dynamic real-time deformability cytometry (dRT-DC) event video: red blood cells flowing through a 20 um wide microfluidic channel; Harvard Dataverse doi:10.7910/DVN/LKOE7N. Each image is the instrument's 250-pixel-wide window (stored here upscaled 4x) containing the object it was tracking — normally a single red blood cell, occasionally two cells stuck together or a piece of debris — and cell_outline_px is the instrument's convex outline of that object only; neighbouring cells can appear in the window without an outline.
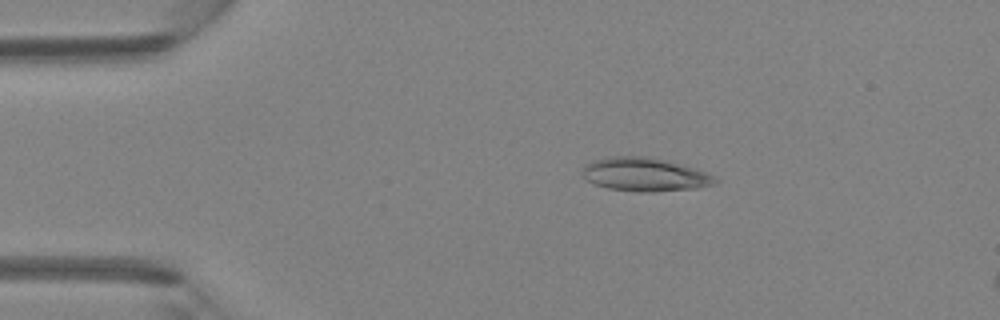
{"species": "Egyptian fruit bat (a non-hibernating species)", "species_latin": "Rousettus aegyptiacus", "temperature_condition": "room temperature", "stored_images_in_passage": 4, "camera_frame_rate_fps": 3000, "um_per_image_px": 0.085, "animal": {"sex": "female"}, "frame": {"image": 1, "passage_image": 2, "time_ms": 0.333, "image_size_px": [1000, 320], "cell_outline_px": [[720, 180], [716, 184], [696, 188], [652, 192], [640, 192], [608, 188], [596, 184], [588, 180], [584, 176], [584, 164], [592, 160], [612, 156], [648, 156], [668, 160], [696, 168]], "centroid_in_image_um": [54.84, 14.82], "position_along_channel_um": 30.2, "area_um2": 25.95}}